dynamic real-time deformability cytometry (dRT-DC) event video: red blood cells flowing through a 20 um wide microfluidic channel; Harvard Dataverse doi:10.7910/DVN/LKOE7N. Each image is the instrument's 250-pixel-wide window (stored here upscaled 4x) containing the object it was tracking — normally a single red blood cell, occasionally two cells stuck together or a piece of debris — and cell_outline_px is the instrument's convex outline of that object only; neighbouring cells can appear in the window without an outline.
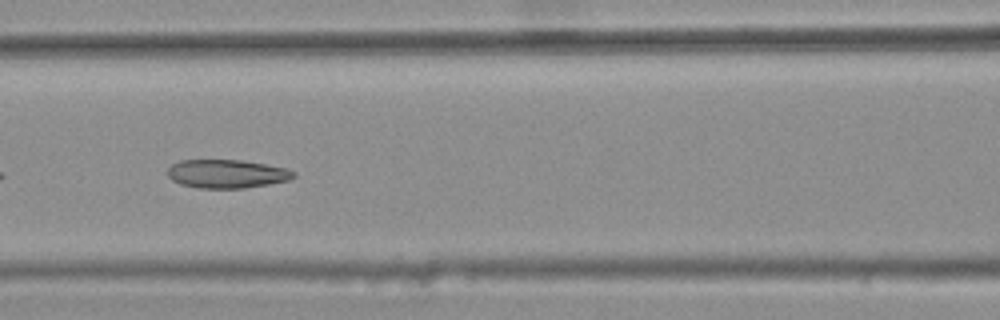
{"species": "common noctule bat (a hibernating species)", "species_latin": "Nyctalus noctula", "temperature_condition": "warm", "stored_images_in_passage": 7, "camera_frame_rate_fps": 3000, "um_per_image_px": 0.085, "animal": {"sex": "female", "body_mass_g": 25.1}, "frame": {"image": 1, "passage_image": 5, "time_ms": 1.333, "image_size_px": [1000, 320], "cell_outline_px": [[296, 176], [288, 180], [268, 184], [244, 188], [196, 188], [180, 184], [172, 180], [168, 176], [168, 168], [172, 164], [180, 160], [240, 160], [264, 164], [284, 168], [296, 172]], "centroid_in_image_um": [19.25, 14.78], "position_along_channel_um": 147.4, "area_um2": 20.87}}
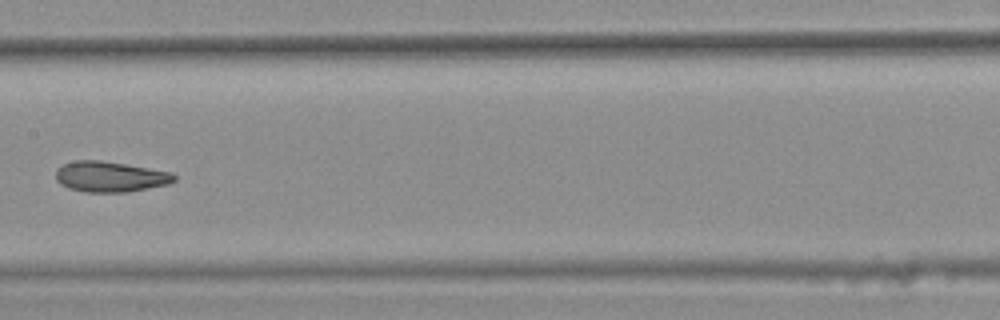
{"frame": {"image": 2, "passage_image": 6, "time_ms": 1.667, "image_size_px": [1000, 320], "cell_outline_px": [[176, 180], [168, 184], [128, 192], [84, 192], [68, 188], [60, 184], [56, 180], [56, 168], [64, 164], [76, 160], [100, 160], [172, 172], [176, 176]], "centroid_in_image_um": [9.34, 15.02], "position_along_channel_um": 198.1, "area_um2": 21.1}}
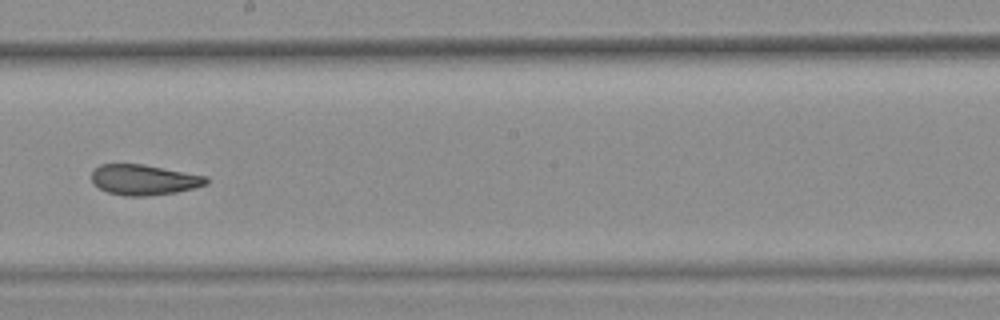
{"frame": {"image": 3, "passage_image": 7, "time_ms": 2.0, "image_size_px": [1000, 320], "cell_outline_px": [[208, 184], [176, 192], [148, 196], [124, 196], [108, 192], [100, 188], [92, 180], [92, 172], [100, 164], [144, 164], [208, 176]], "centroid_in_image_um": [12.26, 15.28], "position_along_channel_um": 235.9, "area_um2": 20.29}}